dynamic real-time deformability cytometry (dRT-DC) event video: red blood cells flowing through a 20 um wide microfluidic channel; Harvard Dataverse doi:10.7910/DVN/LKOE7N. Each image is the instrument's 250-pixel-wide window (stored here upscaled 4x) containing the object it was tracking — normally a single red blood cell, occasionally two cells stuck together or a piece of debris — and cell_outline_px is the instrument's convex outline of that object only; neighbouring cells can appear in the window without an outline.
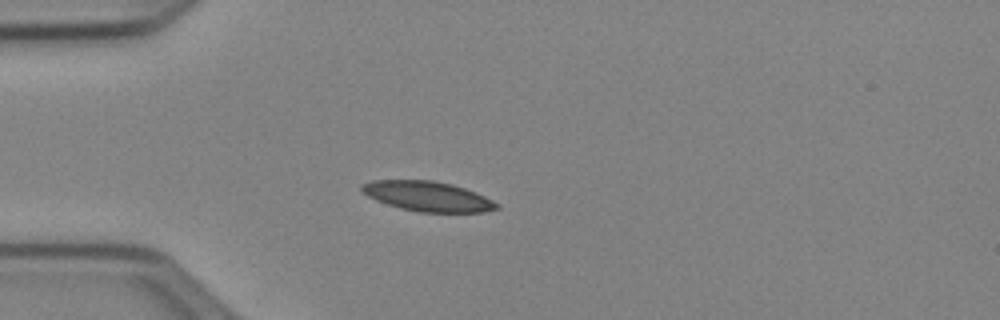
{"species": "Egyptian fruit bat (a non-hibernating species)", "species_latin": "Rousettus aegyptiacus", "temperature_condition": "cold", "stored_images_in_passage": 39, "camera_frame_rate_fps": 3000, "um_per_image_px": 0.085, "animal": {"sex": "female"}, "frame": {"image": 1, "passage_image": 1, "time_ms": 0.0, "image_size_px": [1000, 320], "cell_outline_px": [[500, 208], [484, 212], [420, 212], [400, 208], [376, 200], [368, 196], [360, 188], [360, 184], [372, 180], [432, 180], [452, 184], [476, 192], [500, 204]], "centroid_in_image_um": [36.36, 16.68], "position_along_channel_um": 48.6, "area_um2": 23.52}}
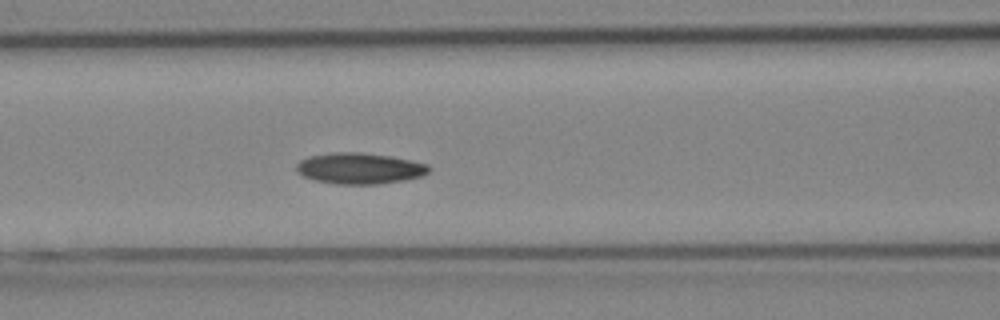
{"frame": {"image": 2, "passage_image": 9, "time_ms": 2.667, "image_size_px": [1000, 320], "cell_outline_px": [[432, 168], [424, 176], [404, 180], [380, 184], [336, 184], [316, 180], [304, 176], [296, 172], [296, 164], [300, 160], [308, 156], [332, 152], [360, 152], [392, 156], [412, 160], [428, 164]], "centroid_in_image_um": [30.59, 14.3], "position_along_channel_um": 136.0, "area_um2": 24.28}}
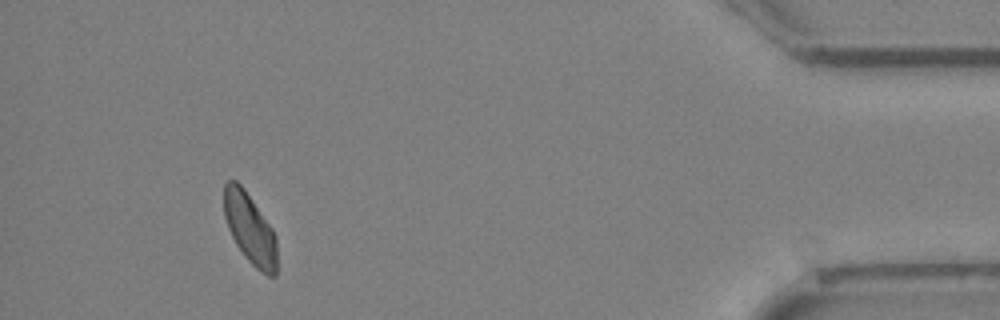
{"frame": {"image": 3, "passage_image": 35, "time_ms": 11.333, "image_size_px": [1000, 320], "cell_outline_px": [[276, 276], [268, 276], [260, 272], [244, 256], [236, 244], [228, 228], [224, 216], [224, 184], [228, 180], [236, 180], [244, 188], [272, 228], [276, 236]], "centroid_in_image_um": [21.24, 19.43], "position_along_channel_um": 414.0, "area_um2": 21.73}, "authors_computed_cell_mechanics": {"area_um2": 22.831, "velocity_mm_per_s": 3.902, "shape_relaxation_time_tau1_ms": 3.1688, "shape_relaxation_time_tau2_ms": null, "deformation_change_tau1": 0.0867, "deformation_change_tau2": null}}